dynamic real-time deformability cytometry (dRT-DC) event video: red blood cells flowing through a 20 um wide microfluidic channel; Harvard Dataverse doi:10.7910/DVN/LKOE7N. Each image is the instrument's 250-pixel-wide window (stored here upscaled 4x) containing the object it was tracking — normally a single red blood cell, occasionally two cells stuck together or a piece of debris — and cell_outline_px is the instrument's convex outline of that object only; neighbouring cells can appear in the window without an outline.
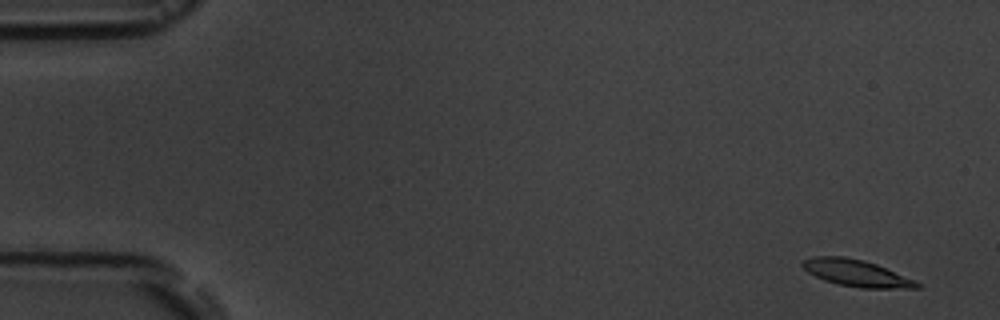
{"species": "common noctule bat (a hibernating species)", "species_latin": "Nyctalus noctula", "temperature_condition": "room temperature", "stored_images_in_passage": 5, "camera_frame_rate_fps": 3000, "um_per_image_px": 0.085, "animal": {"sex": "male", "body_mass_g": 19.5, "forearm_length_mm": 54.6}, "frame": {"image": 1, "passage_image": 1, "time_ms": 0.0, "image_size_px": [1000, 320], "cell_outline_px": [[920, 288], [860, 288], [840, 284], [824, 280], [808, 272], [800, 264], [804, 260], [812, 256], [844, 256], [864, 260], [876, 264], [916, 280], [920, 284]], "centroid_in_image_um": [72.8, 23.2], "position_along_channel_um": 12.2, "area_um2": 17.74}}